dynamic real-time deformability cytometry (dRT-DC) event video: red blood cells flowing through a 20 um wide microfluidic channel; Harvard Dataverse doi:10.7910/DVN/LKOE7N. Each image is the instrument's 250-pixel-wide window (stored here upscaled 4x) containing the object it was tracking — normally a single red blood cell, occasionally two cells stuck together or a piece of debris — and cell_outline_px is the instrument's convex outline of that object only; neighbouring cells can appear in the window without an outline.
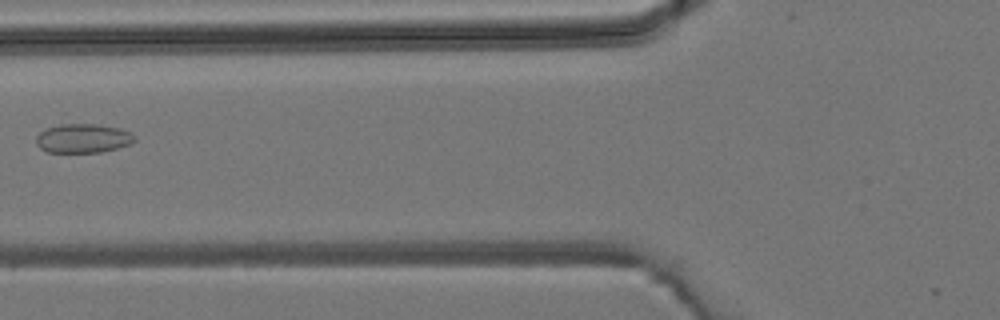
{"species": "common noctule bat (a hibernating species)", "species_latin": "Nyctalus noctula", "temperature_condition": "room temperature", "stored_images_in_passage": 7, "camera_frame_rate_fps": 3000, "um_per_image_px": 0.085, "animal": {"sex": "male", "body_mass_g": 19.2, "forearm_length_mm": 51.8}, "frame": {"image": 1, "passage_image": 7, "time_ms": 8.0, "image_size_px": [1000, 320], "cell_outline_px": [[136, 140], [132, 144], [100, 152], [48, 152], [40, 148], [36, 144], [36, 136], [40, 132], [48, 128], [60, 124], [96, 124], [120, 128], [132, 132], [136, 136]], "centroid_in_image_um": [7.09, 11.75], "position_along_channel_um": 118.7, "area_um2": 16.76}}